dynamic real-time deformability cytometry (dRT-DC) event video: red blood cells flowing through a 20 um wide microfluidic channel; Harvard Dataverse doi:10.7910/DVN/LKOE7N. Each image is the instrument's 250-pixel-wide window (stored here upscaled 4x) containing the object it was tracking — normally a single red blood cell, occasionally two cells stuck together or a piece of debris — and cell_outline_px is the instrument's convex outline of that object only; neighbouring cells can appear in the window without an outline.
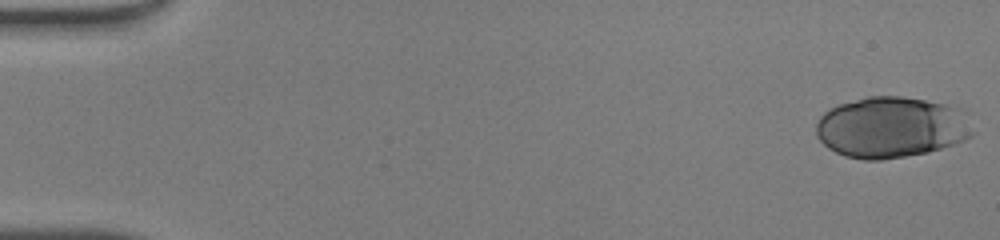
{"species": "human", "species_latin": "Homo sapiens", "temperature_condition": "warm", "stored_images_in_passage": 48, "camera_frame_rate_fps": 3000, "um_per_image_px": 0.085, "donor": {"sex": "male"}, "frame": {"image": 1, "passage_image": 1, "time_ms": 0.0, "image_size_px": [1000, 240], "cell_outline_px": [[976, 132], [972, 136], [964, 140], [928, 152], [880, 160], [864, 160], [844, 156], [828, 148], [816, 136], [816, 124], [820, 116], [828, 108], [840, 104], [868, 96], [900, 96], [924, 100], [944, 104], [960, 108]], "centroid_in_image_um": [75.74, 10.82], "position_along_channel_um": 9.3, "area_um2": 55.72}}
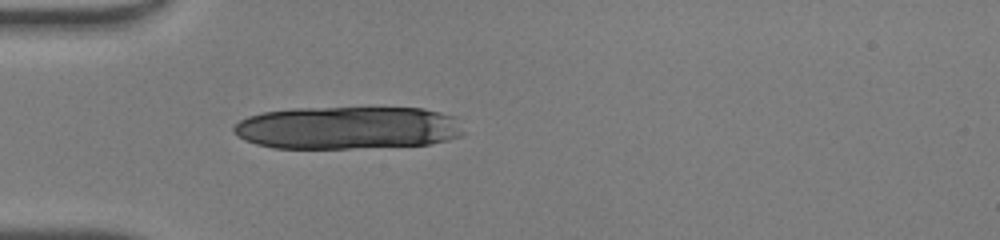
{"frame": {"image": 2, "passage_image": 15, "time_ms": 4.667, "image_size_px": [1000, 240], "cell_outline_px": [[464, 132], [460, 136], [428, 144], [352, 148], [272, 148], [256, 144], [244, 140], [232, 132], [232, 128], [240, 120], [248, 116], [264, 112], [292, 108], [424, 108], [456, 116]], "centroid_in_image_um": [29.52, 10.86], "position_along_channel_um": 55.5, "area_um2": 57.45}}